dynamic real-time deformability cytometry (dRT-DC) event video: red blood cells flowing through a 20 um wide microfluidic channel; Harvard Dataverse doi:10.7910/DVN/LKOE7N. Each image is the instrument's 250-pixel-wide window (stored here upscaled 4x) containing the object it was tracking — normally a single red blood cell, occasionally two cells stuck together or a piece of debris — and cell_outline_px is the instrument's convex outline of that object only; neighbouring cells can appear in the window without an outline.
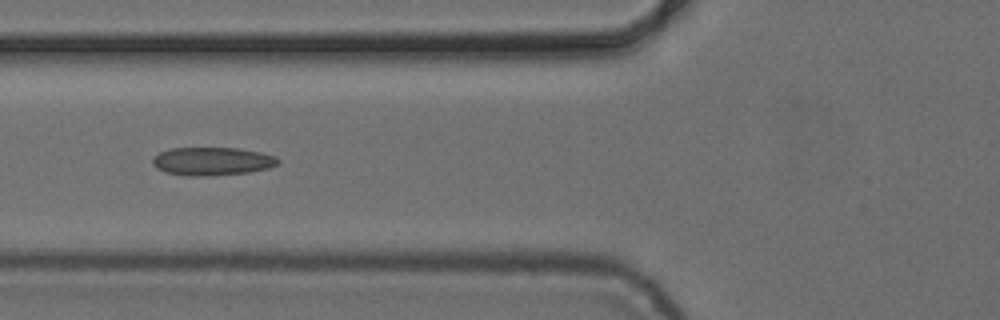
{"species": "common noctule bat (a hibernating species)", "species_latin": "Nyctalus noctula", "temperature_condition": "cold", "stored_images_in_passage": 6, "camera_frame_rate_fps": 3000, "um_per_image_px": 0.085, "animal": {"sex": "female", "body_mass_g": 24.6, "forearm_length_mm": 56.2}, "frame": {"image": 1, "passage_image": 4, "time_ms": 3.333, "image_size_px": [1000, 320], "cell_outline_px": [[280, 164], [268, 168], [248, 172], [204, 176], [188, 176], [168, 172], [156, 168], [152, 164], [152, 160], [160, 152], [168, 148], [236, 148], [260, 152], [276, 156], [280, 160]], "centroid_in_image_um": [18.06, 13.7], "position_along_channel_um": 107.7, "area_um2": 20.52}}
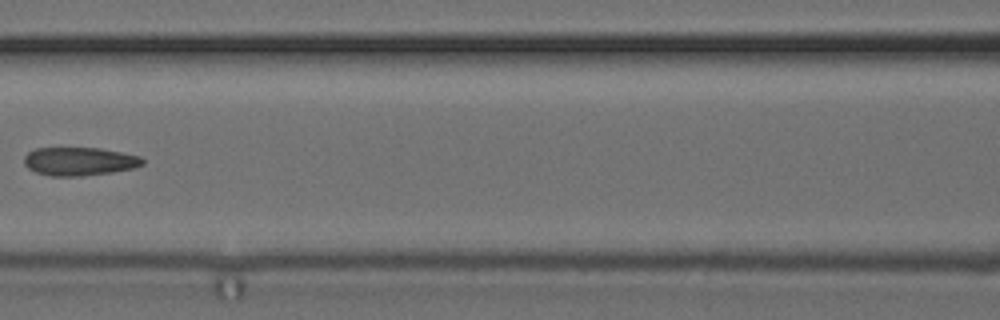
{"frame": {"image": 2, "passage_image": 5, "time_ms": 4.667, "image_size_px": [1000, 320], "cell_outline_px": [[144, 164], [136, 168], [112, 172], [80, 176], [52, 176], [36, 172], [28, 168], [24, 164], [24, 156], [28, 152], [36, 148], [100, 148], [140, 156], [144, 160]], "centroid_in_image_um": [6.76, 13.72], "position_along_channel_um": 159.8, "area_um2": 19.59}}
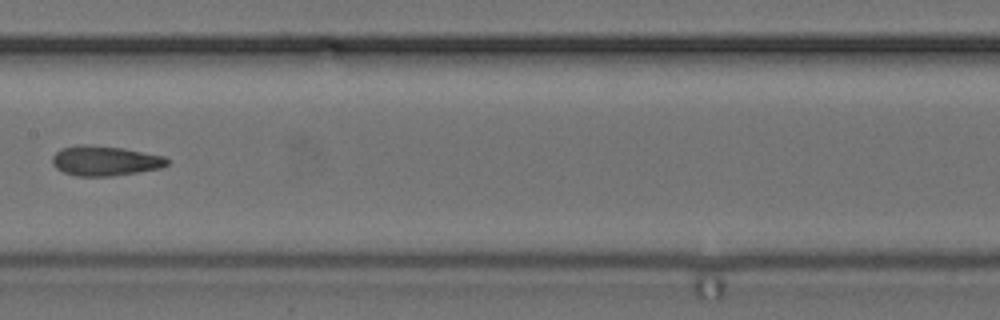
{"frame": {"image": 3, "passage_image": 6, "time_ms": 5.667, "image_size_px": [1000, 320], "cell_outline_px": [[172, 160], [168, 164], [160, 168], [112, 176], [76, 176], [64, 172], [56, 168], [52, 164], [52, 156], [60, 148], [76, 144], [88, 144], [124, 148], [164, 156]], "centroid_in_image_um": [8.91, 13.65], "position_along_channel_um": 198.5, "area_um2": 20.23}}